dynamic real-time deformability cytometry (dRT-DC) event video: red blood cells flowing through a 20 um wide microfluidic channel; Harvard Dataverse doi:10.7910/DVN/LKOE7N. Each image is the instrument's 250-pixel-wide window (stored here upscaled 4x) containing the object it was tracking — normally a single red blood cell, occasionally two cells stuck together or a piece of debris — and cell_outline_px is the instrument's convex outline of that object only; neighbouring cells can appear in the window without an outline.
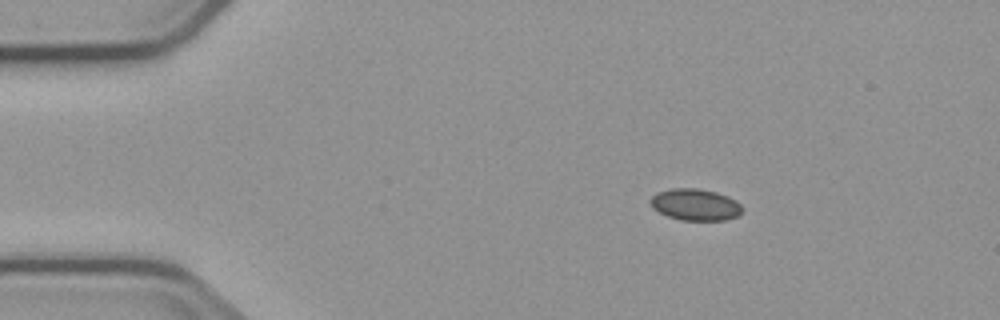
{"species": "common noctule bat (a hibernating species)", "species_latin": "Nyctalus noctula", "temperature_condition": "cold", "stored_images_in_passage": 4, "camera_frame_rate_fps": 3000, "um_per_image_px": 0.085, "animal": {"sex": "male", "body_mass_g": 23.1, "forearm_length_mm": 52.7}, "frame": {"image": 1, "passage_image": 1, "time_ms": 0.0, "image_size_px": [1000, 320], "cell_outline_px": [[744, 208], [736, 216], [724, 220], [680, 220], [668, 216], [652, 208], [648, 200], [656, 192], [668, 188], [696, 188], [716, 192], [728, 196], [736, 200]], "centroid_in_image_um": [59.06, 17.38], "position_along_channel_um": 25.9, "area_um2": 17.05}}